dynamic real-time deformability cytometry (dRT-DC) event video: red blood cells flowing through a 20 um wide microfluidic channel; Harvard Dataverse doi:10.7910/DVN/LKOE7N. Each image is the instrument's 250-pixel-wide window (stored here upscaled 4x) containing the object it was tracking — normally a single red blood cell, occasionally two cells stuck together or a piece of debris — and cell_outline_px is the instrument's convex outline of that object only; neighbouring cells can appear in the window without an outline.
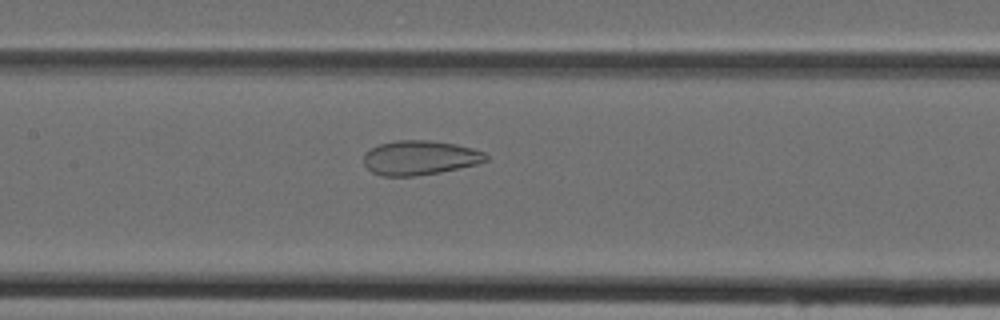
{"species": "Egyptian fruit bat (a non-hibernating species)", "species_latin": "Rousettus aegyptiacus", "temperature_condition": "cold", "stored_images_in_passage": 39, "camera_frame_rate_fps": 3000, "um_per_image_px": 0.085, "animal": {"sex": "female"}, "frame": {"image": 1, "passage_image": 14, "time_ms": 4.333, "image_size_px": [1000, 320], "cell_outline_px": [[488, 160], [476, 164], [440, 172], [412, 176], [380, 176], [372, 172], [364, 164], [364, 152], [380, 144], [396, 140], [428, 140], [456, 144], [472, 148], [484, 152], [488, 156]], "centroid_in_image_um": [35.67, 13.4], "position_along_channel_um": 171.7, "area_um2": 24.45}}
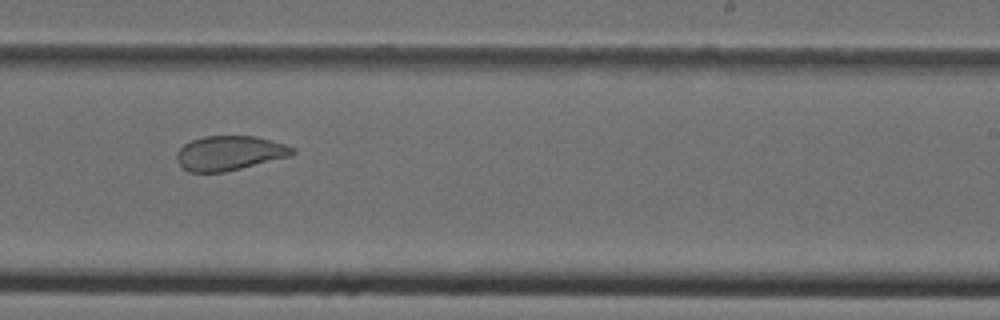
{"frame": {"image": 2, "passage_image": 21, "time_ms": 6.667, "image_size_px": [1000, 320], "cell_outline_px": [[296, 152], [292, 156], [224, 172], [188, 172], [176, 160], [176, 152], [184, 144], [192, 140], [204, 136], [256, 136], [284, 144], [292, 148]], "centroid_in_image_um": [19.5, 13.01], "position_along_channel_um": 269.5, "area_um2": 23.24}}
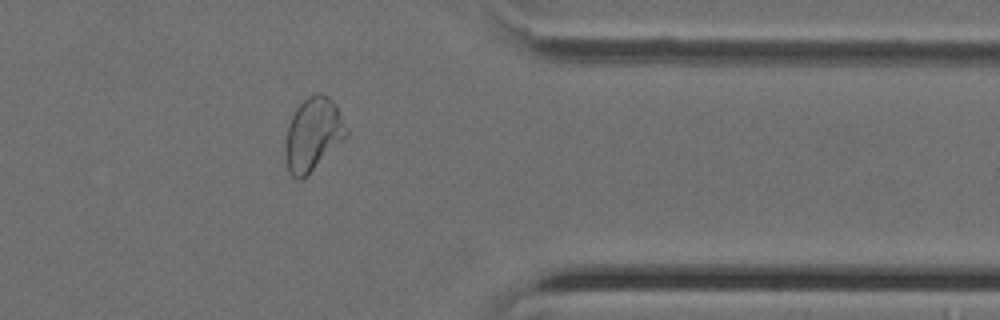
{"frame": {"image": 3, "passage_image": 30, "time_ms": 9.667, "image_size_px": [1000, 320], "cell_outline_px": [[348, 136], [304, 180], [296, 180], [288, 172], [284, 156], [284, 144], [288, 124], [296, 108], [308, 96], [316, 92], [320, 92], [328, 96], [336, 104], [348, 128]], "centroid_in_image_um": [26.6, 11.45], "position_along_channel_um": 384.8, "area_um2": 26.76}}